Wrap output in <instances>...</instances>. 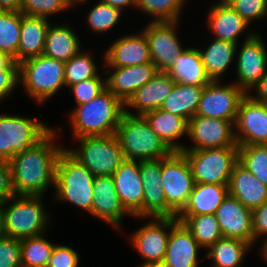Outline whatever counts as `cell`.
Listing matches in <instances>:
<instances>
[{
    "instance_id": "50",
    "label": "cell",
    "mask_w": 267,
    "mask_h": 267,
    "mask_svg": "<svg viewBox=\"0 0 267 267\" xmlns=\"http://www.w3.org/2000/svg\"><path fill=\"white\" fill-rule=\"evenodd\" d=\"M248 94L254 100L267 104V72Z\"/></svg>"
},
{
    "instance_id": "11",
    "label": "cell",
    "mask_w": 267,
    "mask_h": 267,
    "mask_svg": "<svg viewBox=\"0 0 267 267\" xmlns=\"http://www.w3.org/2000/svg\"><path fill=\"white\" fill-rule=\"evenodd\" d=\"M179 24L180 21H149L142 29L149 43L152 63L158 72H167L188 47H184L179 38Z\"/></svg>"
},
{
    "instance_id": "45",
    "label": "cell",
    "mask_w": 267,
    "mask_h": 267,
    "mask_svg": "<svg viewBox=\"0 0 267 267\" xmlns=\"http://www.w3.org/2000/svg\"><path fill=\"white\" fill-rule=\"evenodd\" d=\"M80 255L70 245L55 244L46 267H79Z\"/></svg>"
},
{
    "instance_id": "57",
    "label": "cell",
    "mask_w": 267,
    "mask_h": 267,
    "mask_svg": "<svg viewBox=\"0 0 267 267\" xmlns=\"http://www.w3.org/2000/svg\"><path fill=\"white\" fill-rule=\"evenodd\" d=\"M3 229H2V221H1V216H0V239L3 237Z\"/></svg>"
},
{
    "instance_id": "24",
    "label": "cell",
    "mask_w": 267,
    "mask_h": 267,
    "mask_svg": "<svg viewBox=\"0 0 267 267\" xmlns=\"http://www.w3.org/2000/svg\"><path fill=\"white\" fill-rule=\"evenodd\" d=\"M174 85L175 82L166 72H157L149 82L136 90L128 99L125 103V113L143 116L148 112L159 109L171 93Z\"/></svg>"
},
{
    "instance_id": "48",
    "label": "cell",
    "mask_w": 267,
    "mask_h": 267,
    "mask_svg": "<svg viewBox=\"0 0 267 267\" xmlns=\"http://www.w3.org/2000/svg\"><path fill=\"white\" fill-rule=\"evenodd\" d=\"M252 227L255 247L259 240L267 237V201L252 210Z\"/></svg>"
},
{
    "instance_id": "36",
    "label": "cell",
    "mask_w": 267,
    "mask_h": 267,
    "mask_svg": "<svg viewBox=\"0 0 267 267\" xmlns=\"http://www.w3.org/2000/svg\"><path fill=\"white\" fill-rule=\"evenodd\" d=\"M93 55L94 54L91 53L90 50L87 51L83 48L75 56L65 62L66 88L90 78L104 77Z\"/></svg>"
},
{
    "instance_id": "28",
    "label": "cell",
    "mask_w": 267,
    "mask_h": 267,
    "mask_svg": "<svg viewBox=\"0 0 267 267\" xmlns=\"http://www.w3.org/2000/svg\"><path fill=\"white\" fill-rule=\"evenodd\" d=\"M68 21L64 23H50L46 38L43 55L62 62H67L82 48V42Z\"/></svg>"
},
{
    "instance_id": "49",
    "label": "cell",
    "mask_w": 267,
    "mask_h": 267,
    "mask_svg": "<svg viewBox=\"0 0 267 267\" xmlns=\"http://www.w3.org/2000/svg\"><path fill=\"white\" fill-rule=\"evenodd\" d=\"M14 195L9 162L0 160V203Z\"/></svg>"
},
{
    "instance_id": "5",
    "label": "cell",
    "mask_w": 267,
    "mask_h": 267,
    "mask_svg": "<svg viewBox=\"0 0 267 267\" xmlns=\"http://www.w3.org/2000/svg\"><path fill=\"white\" fill-rule=\"evenodd\" d=\"M19 85L40 106L65 89V63L45 55L19 63Z\"/></svg>"
},
{
    "instance_id": "21",
    "label": "cell",
    "mask_w": 267,
    "mask_h": 267,
    "mask_svg": "<svg viewBox=\"0 0 267 267\" xmlns=\"http://www.w3.org/2000/svg\"><path fill=\"white\" fill-rule=\"evenodd\" d=\"M106 76V88L117 96L124 104L136 90L149 82L158 72L153 63L120 68H103Z\"/></svg>"
},
{
    "instance_id": "51",
    "label": "cell",
    "mask_w": 267,
    "mask_h": 267,
    "mask_svg": "<svg viewBox=\"0 0 267 267\" xmlns=\"http://www.w3.org/2000/svg\"><path fill=\"white\" fill-rule=\"evenodd\" d=\"M101 1L112 7L120 9L122 12H124V9L126 7L127 8L131 7L136 10V5H137V0H101Z\"/></svg>"
},
{
    "instance_id": "39",
    "label": "cell",
    "mask_w": 267,
    "mask_h": 267,
    "mask_svg": "<svg viewBox=\"0 0 267 267\" xmlns=\"http://www.w3.org/2000/svg\"><path fill=\"white\" fill-rule=\"evenodd\" d=\"M20 28L21 12L0 11V52L9 54L16 63Z\"/></svg>"
},
{
    "instance_id": "17",
    "label": "cell",
    "mask_w": 267,
    "mask_h": 267,
    "mask_svg": "<svg viewBox=\"0 0 267 267\" xmlns=\"http://www.w3.org/2000/svg\"><path fill=\"white\" fill-rule=\"evenodd\" d=\"M213 2L207 9L205 26L211 32V36L213 35L211 38L239 44L241 42L239 39L244 35V39L248 40L258 32L256 29H251L252 27L229 3Z\"/></svg>"
},
{
    "instance_id": "9",
    "label": "cell",
    "mask_w": 267,
    "mask_h": 267,
    "mask_svg": "<svg viewBox=\"0 0 267 267\" xmlns=\"http://www.w3.org/2000/svg\"><path fill=\"white\" fill-rule=\"evenodd\" d=\"M161 185L166 199V217H177L186 207L195 181L181 151L161 158Z\"/></svg>"
},
{
    "instance_id": "22",
    "label": "cell",
    "mask_w": 267,
    "mask_h": 267,
    "mask_svg": "<svg viewBox=\"0 0 267 267\" xmlns=\"http://www.w3.org/2000/svg\"><path fill=\"white\" fill-rule=\"evenodd\" d=\"M200 250L204 251L185 225L177 221L171 227L162 263L165 267H200L205 259V254L200 258Z\"/></svg>"
},
{
    "instance_id": "8",
    "label": "cell",
    "mask_w": 267,
    "mask_h": 267,
    "mask_svg": "<svg viewBox=\"0 0 267 267\" xmlns=\"http://www.w3.org/2000/svg\"><path fill=\"white\" fill-rule=\"evenodd\" d=\"M52 129L36 117L0 113V160L9 162L13 156L37 144Z\"/></svg>"
},
{
    "instance_id": "20",
    "label": "cell",
    "mask_w": 267,
    "mask_h": 267,
    "mask_svg": "<svg viewBox=\"0 0 267 267\" xmlns=\"http://www.w3.org/2000/svg\"><path fill=\"white\" fill-rule=\"evenodd\" d=\"M119 200L132 217H143L140 161L125 160L112 175Z\"/></svg>"
},
{
    "instance_id": "19",
    "label": "cell",
    "mask_w": 267,
    "mask_h": 267,
    "mask_svg": "<svg viewBox=\"0 0 267 267\" xmlns=\"http://www.w3.org/2000/svg\"><path fill=\"white\" fill-rule=\"evenodd\" d=\"M89 215L103 221L111 228L123 232V220L132 217L121 204L112 176H96L93 180V204Z\"/></svg>"
},
{
    "instance_id": "15",
    "label": "cell",
    "mask_w": 267,
    "mask_h": 267,
    "mask_svg": "<svg viewBox=\"0 0 267 267\" xmlns=\"http://www.w3.org/2000/svg\"><path fill=\"white\" fill-rule=\"evenodd\" d=\"M188 139L194 145H184L183 150L238 147L234 123L218 118L195 115L189 119Z\"/></svg>"
},
{
    "instance_id": "16",
    "label": "cell",
    "mask_w": 267,
    "mask_h": 267,
    "mask_svg": "<svg viewBox=\"0 0 267 267\" xmlns=\"http://www.w3.org/2000/svg\"><path fill=\"white\" fill-rule=\"evenodd\" d=\"M234 127L238 146L267 145V104L246 94L239 103Z\"/></svg>"
},
{
    "instance_id": "56",
    "label": "cell",
    "mask_w": 267,
    "mask_h": 267,
    "mask_svg": "<svg viewBox=\"0 0 267 267\" xmlns=\"http://www.w3.org/2000/svg\"><path fill=\"white\" fill-rule=\"evenodd\" d=\"M87 1L89 2V0H70V8H72L73 10L74 8H77L76 6L78 5H80L81 7V5L83 6L84 4H86Z\"/></svg>"
},
{
    "instance_id": "13",
    "label": "cell",
    "mask_w": 267,
    "mask_h": 267,
    "mask_svg": "<svg viewBox=\"0 0 267 267\" xmlns=\"http://www.w3.org/2000/svg\"><path fill=\"white\" fill-rule=\"evenodd\" d=\"M146 219V224L132 231L129 242L144 261L163 262L171 227L177 217H133Z\"/></svg>"
},
{
    "instance_id": "52",
    "label": "cell",
    "mask_w": 267,
    "mask_h": 267,
    "mask_svg": "<svg viewBox=\"0 0 267 267\" xmlns=\"http://www.w3.org/2000/svg\"><path fill=\"white\" fill-rule=\"evenodd\" d=\"M22 0H0V11L21 12Z\"/></svg>"
},
{
    "instance_id": "41",
    "label": "cell",
    "mask_w": 267,
    "mask_h": 267,
    "mask_svg": "<svg viewBox=\"0 0 267 267\" xmlns=\"http://www.w3.org/2000/svg\"><path fill=\"white\" fill-rule=\"evenodd\" d=\"M238 162L267 186V145L238 146Z\"/></svg>"
},
{
    "instance_id": "58",
    "label": "cell",
    "mask_w": 267,
    "mask_h": 267,
    "mask_svg": "<svg viewBox=\"0 0 267 267\" xmlns=\"http://www.w3.org/2000/svg\"><path fill=\"white\" fill-rule=\"evenodd\" d=\"M231 0H216L215 3H228Z\"/></svg>"
},
{
    "instance_id": "33",
    "label": "cell",
    "mask_w": 267,
    "mask_h": 267,
    "mask_svg": "<svg viewBox=\"0 0 267 267\" xmlns=\"http://www.w3.org/2000/svg\"><path fill=\"white\" fill-rule=\"evenodd\" d=\"M253 246L241 239L222 237L205 250V259L212 260L210 267H242L246 253Z\"/></svg>"
},
{
    "instance_id": "1",
    "label": "cell",
    "mask_w": 267,
    "mask_h": 267,
    "mask_svg": "<svg viewBox=\"0 0 267 267\" xmlns=\"http://www.w3.org/2000/svg\"><path fill=\"white\" fill-rule=\"evenodd\" d=\"M57 130L52 129L37 144L9 161L15 195L44 197L49 188H54L56 163L65 148L56 143L63 129Z\"/></svg>"
},
{
    "instance_id": "40",
    "label": "cell",
    "mask_w": 267,
    "mask_h": 267,
    "mask_svg": "<svg viewBox=\"0 0 267 267\" xmlns=\"http://www.w3.org/2000/svg\"><path fill=\"white\" fill-rule=\"evenodd\" d=\"M89 9L84 20L86 26L94 33L105 34V36L120 22L123 13L120 9L105 4L101 0Z\"/></svg>"
},
{
    "instance_id": "26",
    "label": "cell",
    "mask_w": 267,
    "mask_h": 267,
    "mask_svg": "<svg viewBox=\"0 0 267 267\" xmlns=\"http://www.w3.org/2000/svg\"><path fill=\"white\" fill-rule=\"evenodd\" d=\"M229 195L248 209H255L267 201V186L237 162L228 184Z\"/></svg>"
},
{
    "instance_id": "46",
    "label": "cell",
    "mask_w": 267,
    "mask_h": 267,
    "mask_svg": "<svg viewBox=\"0 0 267 267\" xmlns=\"http://www.w3.org/2000/svg\"><path fill=\"white\" fill-rule=\"evenodd\" d=\"M0 267H22L20 240L7 236L0 239Z\"/></svg>"
},
{
    "instance_id": "14",
    "label": "cell",
    "mask_w": 267,
    "mask_h": 267,
    "mask_svg": "<svg viewBox=\"0 0 267 267\" xmlns=\"http://www.w3.org/2000/svg\"><path fill=\"white\" fill-rule=\"evenodd\" d=\"M223 83L210 81L204 86L196 115L227 120L235 124L239 103L246 93L233 82Z\"/></svg>"
},
{
    "instance_id": "6",
    "label": "cell",
    "mask_w": 267,
    "mask_h": 267,
    "mask_svg": "<svg viewBox=\"0 0 267 267\" xmlns=\"http://www.w3.org/2000/svg\"><path fill=\"white\" fill-rule=\"evenodd\" d=\"M125 160L165 158L173 151L150 128L143 116L124 113L116 130Z\"/></svg>"
},
{
    "instance_id": "59",
    "label": "cell",
    "mask_w": 267,
    "mask_h": 267,
    "mask_svg": "<svg viewBox=\"0 0 267 267\" xmlns=\"http://www.w3.org/2000/svg\"><path fill=\"white\" fill-rule=\"evenodd\" d=\"M70 7V0H63Z\"/></svg>"
},
{
    "instance_id": "55",
    "label": "cell",
    "mask_w": 267,
    "mask_h": 267,
    "mask_svg": "<svg viewBox=\"0 0 267 267\" xmlns=\"http://www.w3.org/2000/svg\"><path fill=\"white\" fill-rule=\"evenodd\" d=\"M137 267H165L162 262L142 261Z\"/></svg>"
},
{
    "instance_id": "4",
    "label": "cell",
    "mask_w": 267,
    "mask_h": 267,
    "mask_svg": "<svg viewBox=\"0 0 267 267\" xmlns=\"http://www.w3.org/2000/svg\"><path fill=\"white\" fill-rule=\"evenodd\" d=\"M94 175L65 148L56 163L54 202H67L91 213Z\"/></svg>"
},
{
    "instance_id": "10",
    "label": "cell",
    "mask_w": 267,
    "mask_h": 267,
    "mask_svg": "<svg viewBox=\"0 0 267 267\" xmlns=\"http://www.w3.org/2000/svg\"><path fill=\"white\" fill-rule=\"evenodd\" d=\"M186 157L195 183L229 184L238 162V147L181 151Z\"/></svg>"
},
{
    "instance_id": "18",
    "label": "cell",
    "mask_w": 267,
    "mask_h": 267,
    "mask_svg": "<svg viewBox=\"0 0 267 267\" xmlns=\"http://www.w3.org/2000/svg\"><path fill=\"white\" fill-rule=\"evenodd\" d=\"M103 68L152 63L149 43L142 30L119 36L102 54Z\"/></svg>"
},
{
    "instance_id": "42",
    "label": "cell",
    "mask_w": 267,
    "mask_h": 267,
    "mask_svg": "<svg viewBox=\"0 0 267 267\" xmlns=\"http://www.w3.org/2000/svg\"><path fill=\"white\" fill-rule=\"evenodd\" d=\"M71 8L63 0H22L21 13L26 16L50 20V16L69 11Z\"/></svg>"
},
{
    "instance_id": "31",
    "label": "cell",
    "mask_w": 267,
    "mask_h": 267,
    "mask_svg": "<svg viewBox=\"0 0 267 267\" xmlns=\"http://www.w3.org/2000/svg\"><path fill=\"white\" fill-rule=\"evenodd\" d=\"M198 47L188 46L166 72L175 83L206 86L212 81L206 73Z\"/></svg>"
},
{
    "instance_id": "35",
    "label": "cell",
    "mask_w": 267,
    "mask_h": 267,
    "mask_svg": "<svg viewBox=\"0 0 267 267\" xmlns=\"http://www.w3.org/2000/svg\"><path fill=\"white\" fill-rule=\"evenodd\" d=\"M177 219L185 225L204 250L223 237L215 214L178 215Z\"/></svg>"
},
{
    "instance_id": "7",
    "label": "cell",
    "mask_w": 267,
    "mask_h": 267,
    "mask_svg": "<svg viewBox=\"0 0 267 267\" xmlns=\"http://www.w3.org/2000/svg\"><path fill=\"white\" fill-rule=\"evenodd\" d=\"M75 148L65 149L96 176H112L124 161L116 134L71 139Z\"/></svg>"
},
{
    "instance_id": "54",
    "label": "cell",
    "mask_w": 267,
    "mask_h": 267,
    "mask_svg": "<svg viewBox=\"0 0 267 267\" xmlns=\"http://www.w3.org/2000/svg\"><path fill=\"white\" fill-rule=\"evenodd\" d=\"M261 241V242H260ZM259 241V243H261V244H259L260 246H258L259 247V249H257L259 252V256L263 259V260H265V262L267 263V237H264L263 239H261Z\"/></svg>"
},
{
    "instance_id": "38",
    "label": "cell",
    "mask_w": 267,
    "mask_h": 267,
    "mask_svg": "<svg viewBox=\"0 0 267 267\" xmlns=\"http://www.w3.org/2000/svg\"><path fill=\"white\" fill-rule=\"evenodd\" d=\"M189 0H137L136 10L148 15L151 22L181 21Z\"/></svg>"
},
{
    "instance_id": "12",
    "label": "cell",
    "mask_w": 267,
    "mask_h": 267,
    "mask_svg": "<svg viewBox=\"0 0 267 267\" xmlns=\"http://www.w3.org/2000/svg\"><path fill=\"white\" fill-rule=\"evenodd\" d=\"M261 32L237 45L233 83L248 94L267 72V47Z\"/></svg>"
},
{
    "instance_id": "2",
    "label": "cell",
    "mask_w": 267,
    "mask_h": 267,
    "mask_svg": "<svg viewBox=\"0 0 267 267\" xmlns=\"http://www.w3.org/2000/svg\"><path fill=\"white\" fill-rule=\"evenodd\" d=\"M125 104L105 88L88 103L74 106L67 114L72 139L116 134Z\"/></svg>"
},
{
    "instance_id": "29",
    "label": "cell",
    "mask_w": 267,
    "mask_h": 267,
    "mask_svg": "<svg viewBox=\"0 0 267 267\" xmlns=\"http://www.w3.org/2000/svg\"><path fill=\"white\" fill-rule=\"evenodd\" d=\"M210 41L208 46L199 47L198 50L208 77L212 81H222L225 73H229L228 69L231 70V65H235L238 44L213 38Z\"/></svg>"
},
{
    "instance_id": "53",
    "label": "cell",
    "mask_w": 267,
    "mask_h": 267,
    "mask_svg": "<svg viewBox=\"0 0 267 267\" xmlns=\"http://www.w3.org/2000/svg\"><path fill=\"white\" fill-rule=\"evenodd\" d=\"M0 69H19V64L9 54L0 52Z\"/></svg>"
},
{
    "instance_id": "34",
    "label": "cell",
    "mask_w": 267,
    "mask_h": 267,
    "mask_svg": "<svg viewBox=\"0 0 267 267\" xmlns=\"http://www.w3.org/2000/svg\"><path fill=\"white\" fill-rule=\"evenodd\" d=\"M203 90L204 86L175 83L160 109L189 120L196 115Z\"/></svg>"
},
{
    "instance_id": "27",
    "label": "cell",
    "mask_w": 267,
    "mask_h": 267,
    "mask_svg": "<svg viewBox=\"0 0 267 267\" xmlns=\"http://www.w3.org/2000/svg\"><path fill=\"white\" fill-rule=\"evenodd\" d=\"M143 117L172 151H183L187 143H183L181 139H188L189 120L160 108L144 114Z\"/></svg>"
},
{
    "instance_id": "30",
    "label": "cell",
    "mask_w": 267,
    "mask_h": 267,
    "mask_svg": "<svg viewBox=\"0 0 267 267\" xmlns=\"http://www.w3.org/2000/svg\"><path fill=\"white\" fill-rule=\"evenodd\" d=\"M51 21L44 18L26 16L21 13L17 64L43 54L46 33Z\"/></svg>"
},
{
    "instance_id": "37",
    "label": "cell",
    "mask_w": 267,
    "mask_h": 267,
    "mask_svg": "<svg viewBox=\"0 0 267 267\" xmlns=\"http://www.w3.org/2000/svg\"><path fill=\"white\" fill-rule=\"evenodd\" d=\"M46 233L20 240L22 267H46L56 244L46 238Z\"/></svg>"
},
{
    "instance_id": "23",
    "label": "cell",
    "mask_w": 267,
    "mask_h": 267,
    "mask_svg": "<svg viewBox=\"0 0 267 267\" xmlns=\"http://www.w3.org/2000/svg\"><path fill=\"white\" fill-rule=\"evenodd\" d=\"M223 237L237 238L254 247L252 210L228 195L215 212Z\"/></svg>"
},
{
    "instance_id": "32",
    "label": "cell",
    "mask_w": 267,
    "mask_h": 267,
    "mask_svg": "<svg viewBox=\"0 0 267 267\" xmlns=\"http://www.w3.org/2000/svg\"><path fill=\"white\" fill-rule=\"evenodd\" d=\"M228 195V184L195 183L188 203L179 215L215 214Z\"/></svg>"
},
{
    "instance_id": "3",
    "label": "cell",
    "mask_w": 267,
    "mask_h": 267,
    "mask_svg": "<svg viewBox=\"0 0 267 267\" xmlns=\"http://www.w3.org/2000/svg\"><path fill=\"white\" fill-rule=\"evenodd\" d=\"M43 196L14 195L0 203L3 235L22 240L47 232L51 217Z\"/></svg>"
},
{
    "instance_id": "47",
    "label": "cell",
    "mask_w": 267,
    "mask_h": 267,
    "mask_svg": "<svg viewBox=\"0 0 267 267\" xmlns=\"http://www.w3.org/2000/svg\"><path fill=\"white\" fill-rule=\"evenodd\" d=\"M18 85L19 69H0V103L14 94Z\"/></svg>"
},
{
    "instance_id": "44",
    "label": "cell",
    "mask_w": 267,
    "mask_h": 267,
    "mask_svg": "<svg viewBox=\"0 0 267 267\" xmlns=\"http://www.w3.org/2000/svg\"><path fill=\"white\" fill-rule=\"evenodd\" d=\"M251 26L267 19V0H231L228 2Z\"/></svg>"
},
{
    "instance_id": "43",
    "label": "cell",
    "mask_w": 267,
    "mask_h": 267,
    "mask_svg": "<svg viewBox=\"0 0 267 267\" xmlns=\"http://www.w3.org/2000/svg\"><path fill=\"white\" fill-rule=\"evenodd\" d=\"M69 88L76 102L75 106L88 103L106 88V77L90 78L71 85Z\"/></svg>"
},
{
    "instance_id": "25",
    "label": "cell",
    "mask_w": 267,
    "mask_h": 267,
    "mask_svg": "<svg viewBox=\"0 0 267 267\" xmlns=\"http://www.w3.org/2000/svg\"><path fill=\"white\" fill-rule=\"evenodd\" d=\"M143 217H166V199L161 185V158L141 160Z\"/></svg>"
}]
</instances>
